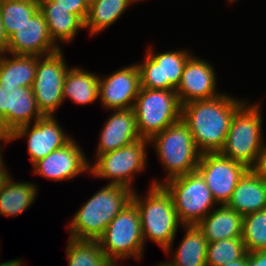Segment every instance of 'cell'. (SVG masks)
<instances>
[{
    "label": "cell",
    "instance_id": "obj_2",
    "mask_svg": "<svg viewBox=\"0 0 266 266\" xmlns=\"http://www.w3.org/2000/svg\"><path fill=\"white\" fill-rule=\"evenodd\" d=\"M133 190L107 184L85 202L67 226L70 237L98 240L109 223L132 200Z\"/></svg>",
    "mask_w": 266,
    "mask_h": 266
},
{
    "label": "cell",
    "instance_id": "obj_15",
    "mask_svg": "<svg viewBox=\"0 0 266 266\" xmlns=\"http://www.w3.org/2000/svg\"><path fill=\"white\" fill-rule=\"evenodd\" d=\"M90 162L74 138L66 145L49 153L33 165V172L44 178L63 181L75 178L83 172L90 173Z\"/></svg>",
    "mask_w": 266,
    "mask_h": 266
},
{
    "label": "cell",
    "instance_id": "obj_38",
    "mask_svg": "<svg viewBox=\"0 0 266 266\" xmlns=\"http://www.w3.org/2000/svg\"><path fill=\"white\" fill-rule=\"evenodd\" d=\"M222 266H248L247 253L241 259H238L230 263H226L225 265Z\"/></svg>",
    "mask_w": 266,
    "mask_h": 266
},
{
    "label": "cell",
    "instance_id": "obj_11",
    "mask_svg": "<svg viewBox=\"0 0 266 266\" xmlns=\"http://www.w3.org/2000/svg\"><path fill=\"white\" fill-rule=\"evenodd\" d=\"M149 48L146 59L136 64L141 88L175 90L180 83L186 62L192 56L191 52L182 49L156 53L153 48Z\"/></svg>",
    "mask_w": 266,
    "mask_h": 266
},
{
    "label": "cell",
    "instance_id": "obj_8",
    "mask_svg": "<svg viewBox=\"0 0 266 266\" xmlns=\"http://www.w3.org/2000/svg\"><path fill=\"white\" fill-rule=\"evenodd\" d=\"M133 109L139 135L148 140L181 120L182 105L175 90L140 88Z\"/></svg>",
    "mask_w": 266,
    "mask_h": 266
},
{
    "label": "cell",
    "instance_id": "obj_35",
    "mask_svg": "<svg viewBox=\"0 0 266 266\" xmlns=\"http://www.w3.org/2000/svg\"><path fill=\"white\" fill-rule=\"evenodd\" d=\"M9 92H12V90L0 89V119L9 110Z\"/></svg>",
    "mask_w": 266,
    "mask_h": 266
},
{
    "label": "cell",
    "instance_id": "obj_25",
    "mask_svg": "<svg viewBox=\"0 0 266 266\" xmlns=\"http://www.w3.org/2000/svg\"><path fill=\"white\" fill-rule=\"evenodd\" d=\"M63 100L69 98L77 105L91 104L99 99V76L82 70L80 67H71L67 71L62 90Z\"/></svg>",
    "mask_w": 266,
    "mask_h": 266
},
{
    "label": "cell",
    "instance_id": "obj_31",
    "mask_svg": "<svg viewBox=\"0 0 266 266\" xmlns=\"http://www.w3.org/2000/svg\"><path fill=\"white\" fill-rule=\"evenodd\" d=\"M242 239L247 253L266 250V209L243 217Z\"/></svg>",
    "mask_w": 266,
    "mask_h": 266
},
{
    "label": "cell",
    "instance_id": "obj_21",
    "mask_svg": "<svg viewBox=\"0 0 266 266\" xmlns=\"http://www.w3.org/2000/svg\"><path fill=\"white\" fill-rule=\"evenodd\" d=\"M227 206L243 216L266 209V183L249 169L239 180Z\"/></svg>",
    "mask_w": 266,
    "mask_h": 266
},
{
    "label": "cell",
    "instance_id": "obj_42",
    "mask_svg": "<svg viewBox=\"0 0 266 266\" xmlns=\"http://www.w3.org/2000/svg\"><path fill=\"white\" fill-rule=\"evenodd\" d=\"M228 2L230 1L231 3H235V1H238V0H227Z\"/></svg>",
    "mask_w": 266,
    "mask_h": 266
},
{
    "label": "cell",
    "instance_id": "obj_23",
    "mask_svg": "<svg viewBox=\"0 0 266 266\" xmlns=\"http://www.w3.org/2000/svg\"><path fill=\"white\" fill-rule=\"evenodd\" d=\"M39 10L48 25L50 38L58 45V41L69 42L74 40L78 31L84 29V22L75 14L62 7H54L51 0H38ZM57 42V43H56Z\"/></svg>",
    "mask_w": 266,
    "mask_h": 266
},
{
    "label": "cell",
    "instance_id": "obj_19",
    "mask_svg": "<svg viewBox=\"0 0 266 266\" xmlns=\"http://www.w3.org/2000/svg\"><path fill=\"white\" fill-rule=\"evenodd\" d=\"M44 115L37 107L32 87H19L9 92V110L0 119V131L11 134L15 129L30 124Z\"/></svg>",
    "mask_w": 266,
    "mask_h": 266
},
{
    "label": "cell",
    "instance_id": "obj_34",
    "mask_svg": "<svg viewBox=\"0 0 266 266\" xmlns=\"http://www.w3.org/2000/svg\"><path fill=\"white\" fill-rule=\"evenodd\" d=\"M248 266H266V250L247 253Z\"/></svg>",
    "mask_w": 266,
    "mask_h": 266
},
{
    "label": "cell",
    "instance_id": "obj_20",
    "mask_svg": "<svg viewBox=\"0 0 266 266\" xmlns=\"http://www.w3.org/2000/svg\"><path fill=\"white\" fill-rule=\"evenodd\" d=\"M215 207L197 224L208 243L242 237L244 216L227 205Z\"/></svg>",
    "mask_w": 266,
    "mask_h": 266
},
{
    "label": "cell",
    "instance_id": "obj_41",
    "mask_svg": "<svg viewBox=\"0 0 266 266\" xmlns=\"http://www.w3.org/2000/svg\"><path fill=\"white\" fill-rule=\"evenodd\" d=\"M156 266H171L168 262H160V264Z\"/></svg>",
    "mask_w": 266,
    "mask_h": 266
},
{
    "label": "cell",
    "instance_id": "obj_36",
    "mask_svg": "<svg viewBox=\"0 0 266 266\" xmlns=\"http://www.w3.org/2000/svg\"><path fill=\"white\" fill-rule=\"evenodd\" d=\"M9 37L7 36L0 14V54L7 53Z\"/></svg>",
    "mask_w": 266,
    "mask_h": 266
},
{
    "label": "cell",
    "instance_id": "obj_32",
    "mask_svg": "<svg viewBox=\"0 0 266 266\" xmlns=\"http://www.w3.org/2000/svg\"><path fill=\"white\" fill-rule=\"evenodd\" d=\"M54 2V7H62L70 13L77 15L85 22L88 14V6L83 0H51Z\"/></svg>",
    "mask_w": 266,
    "mask_h": 266
},
{
    "label": "cell",
    "instance_id": "obj_33",
    "mask_svg": "<svg viewBox=\"0 0 266 266\" xmlns=\"http://www.w3.org/2000/svg\"><path fill=\"white\" fill-rule=\"evenodd\" d=\"M251 169L266 183V143L263 145L257 161Z\"/></svg>",
    "mask_w": 266,
    "mask_h": 266
},
{
    "label": "cell",
    "instance_id": "obj_3",
    "mask_svg": "<svg viewBox=\"0 0 266 266\" xmlns=\"http://www.w3.org/2000/svg\"><path fill=\"white\" fill-rule=\"evenodd\" d=\"M143 198L133 192L132 201L137 205L141 222L144 244L147 239L154 241L171 255L173 242L180 221L174 207V201L163 185H151Z\"/></svg>",
    "mask_w": 266,
    "mask_h": 266
},
{
    "label": "cell",
    "instance_id": "obj_29",
    "mask_svg": "<svg viewBox=\"0 0 266 266\" xmlns=\"http://www.w3.org/2000/svg\"><path fill=\"white\" fill-rule=\"evenodd\" d=\"M38 10V0H0V14L7 36L10 37Z\"/></svg>",
    "mask_w": 266,
    "mask_h": 266
},
{
    "label": "cell",
    "instance_id": "obj_37",
    "mask_svg": "<svg viewBox=\"0 0 266 266\" xmlns=\"http://www.w3.org/2000/svg\"><path fill=\"white\" fill-rule=\"evenodd\" d=\"M3 142V143H2ZM6 142V143H5ZM9 142H11V137H10V134H7V133H3L0 131V145L2 144H9ZM2 148L0 146V173H9L8 172V169L6 170V166L3 162V158H2Z\"/></svg>",
    "mask_w": 266,
    "mask_h": 266
},
{
    "label": "cell",
    "instance_id": "obj_40",
    "mask_svg": "<svg viewBox=\"0 0 266 266\" xmlns=\"http://www.w3.org/2000/svg\"><path fill=\"white\" fill-rule=\"evenodd\" d=\"M85 3H86V5L89 7L90 5H92L94 2H95V0H83Z\"/></svg>",
    "mask_w": 266,
    "mask_h": 266
},
{
    "label": "cell",
    "instance_id": "obj_22",
    "mask_svg": "<svg viewBox=\"0 0 266 266\" xmlns=\"http://www.w3.org/2000/svg\"><path fill=\"white\" fill-rule=\"evenodd\" d=\"M0 54V89L14 90L19 87H32L38 56Z\"/></svg>",
    "mask_w": 266,
    "mask_h": 266
},
{
    "label": "cell",
    "instance_id": "obj_16",
    "mask_svg": "<svg viewBox=\"0 0 266 266\" xmlns=\"http://www.w3.org/2000/svg\"><path fill=\"white\" fill-rule=\"evenodd\" d=\"M60 49L50 38L46 20L38 10L9 37L7 54L46 56Z\"/></svg>",
    "mask_w": 266,
    "mask_h": 266
},
{
    "label": "cell",
    "instance_id": "obj_24",
    "mask_svg": "<svg viewBox=\"0 0 266 266\" xmlns=\"http://www.w3.org/2000/svg\"><path fill=\"white\" fill-rule=\"evenodd\" d=\"M37 192L34 182H14L8 174L0 187V215L16 217L28 210L34 203Z\"/></svg>",
    "mask_w": 266,
    "mask_h": 266
},
{
    "label": "cell",
    "instance_id": "obj_13",
    "mask_svg": "<svg viewBox=\"0 0 266 266\" xmlns=\"http://www.w3.org/2000/svg\"><path fill=\"white\" fill-rule=\"evenodd\" d=\"M32 124L23 125L11 134V141L21 137L28 138V154L32 166L49 153L66 145L72 137L63 132L55 115H46ZM32 126V127H31Z\"/></svg>",
    "mask_w": 266,
    "mask_h": 266
},
{
    "label": "cell",
    "instance_id": "obj_1",
    "mask_svg": "<svg viewBox=\"0 0 266 266\" xmlns=\"http://www.w3.org/2000/svg\"><path fill=\"white\" fill-rule=\"evenodd\" d=\"M245 102L222 93L182 105L181 119L189 127L201 154L222 150L233 115Z\"/></svg>",
    "mask_w": 266,
    "mask_h": 266
},
{
    "label": "cell",
    "instance_id": "obj_30",
    "mask_svg": "<svg viewBox=\"0 0 266 266\" xmlns=\"http://www.w3.org/2000/svg\"><path fill=\"white\" fill-rule=\"evenodd\" d=\"M247 253L242 237L208 243L207 266H222L241 259Z\"/></svg>",
    "mask_w": 266,
    "mask_h": 266
},
{
    "label": "cell",
    "instance_id": "obj_14",
    "mask_svg": "<svg viewBox=\"0 0 266 266\" xmlns=\"http://www.w3.org/2000/svg\"><path fill=\"white\" fill-rule=\"evenodd\" d=\"M139 69L135 64L107 77H99V101L108 110L131 109L140 91Z\"/></svg>",
    "mask_w": 266,
    "mask_h": 266
},
{
    "label": "cell",
    "instance_id": "obj_12",
    "mask_svg": "<svg viewBox=\"0 0 266 266\" xmlns=\"http://www.w3.org/2000/svg\"><path fill=\"white\" fill-rule=\"evenodd\" d=\"M197 170L204 177L216 203L227 205L239 180L249 168L216 152L201 154Z\"/></svg>",
    "mask_w": 266,
    "mask_h": 266
},
{
    "label": "cell",
    "instance_id": "obj_4",
    "mask_svg": "<svg viewBox=\"0 0 266 266\" xmlns=\"http://www.w3.org/2000/svg\"><path fill=\"white\" fill-rule=\"evenodd\" d=\"M262 134L260 102L249 104L246 101L233 115L220 153L251 169L264 145Z\"/></svg>",
    "mask_w": 266,
    "mask_h": 266
},
{
    "label": "cell",
    "instance_id": "obj_9",
    "mask_svg": "<svg viewBox=\"0 0 266 266\" xmlns=\"http://www.w3.org/2000/svg\"><path fill=\"white\" fill-rule=\"evenodd\" d=\"M147 144H150L148 139L139 138L115 151L98 155L96 162L90 164V174L108 179L107 184L136 191L132 184L135 174L146 168Z\"/></svg>",
    "mask_w": 266,
    "mask_h": 266
},
{
    "label": "cell",
    "instance_id": "obj_26",
    "mask_svg": "<svg viewBox=\"0 0 266 266\" xmlns=\"http://www.w3.org/2000/svg\"><path fill=\"white\" fill-rule=\"evenodd\" d=\"M184 235L173 258L167 261L171 266H207V246L204 233L197 225H183Z\"/></svg>",
    "mask_w": 266,
    "mask_h": 266
},
{
    "label": "cell",
    "instance_id": "obj_28",
    "mask_svg": "<svg viewBox=\"0 0 266 266\" xmlns=\"http://www.w3.org/2000/svg\"><path fill=\"white\" fill-rule=\"evenodd\" d=\"M67 266H115L104 254L98 240L69 238Z\"/></svg>",
    "mask_w": 266,
    "mask_h": 266
},
{
    "label": "cell",
    "instance_id": "obj_6",
    "mask_svg": "<svg viewBox=\"0 0 266 266\" xmlns=\"http://www.w3.org/2000/svg\"><path fill=\"white\" fill-rule=\"evenodd\" d=\"M163 185L174 201L178 220L183 225H197L217 203L198 170L168 181L151 182Z\"/></svg>",
    "mask_w": 266,
    "mask_h": 266
},
{
    "label": "cell",
    "instance_id": "obj_39",
    "mask_svg": "<svg viewBox=\"0 0 266 266\" xmlns=\"http://www.w3.org/2000/svg\"><path fill=\"white\" fill-rule=\"evenodd\" d=\"M8 174L9 173H0V187Z\"/></svg>",
    "mask_w": 266,
    "mask_h": 266
},
{
    "label": "cell",
    "instance_id": "obj_5",
    "mask_svg": "<svg viewBox=\"0 0 266 266\" xmlns=\"http://www.w3.org/2000/svg\"><path fill=\"white\" fill-rule=\"evenodd\" d=\"M149 143L155 147L159 162L168 171L166 181L197 170L201 153L182 119L154 135Z\"/></svg>",
    "mask_w": 266,
    "mask_h": 266
},
{
    "label": "cell",
    "instance_id": "obj_10",
    "mask_svg": "<svg viewBox=\"0 0 266 266\" xmlns=\"http://www.w3.org/2000/svg\"><path fill=\"white\" fill-rule=\"evenodd\" d=\"M62 48L50 55L38 56L35 79L32 92L37 107L46 115L56 114L55 111L62 105L63 82L69 67H67Z\"/></svg>",
    "mask_w": 266,
    "mask_h": 266
},
{
    "label": "cell",
    "instance_id": "obj_7",
    "mask_svg": "<svg viewBox=\"0 0 266 266\" xmlns=\"http://www.w3.org/2000/svg\"><path fill=\"white\" fill-rule=\"evenodd\" d=\"M98 241L115 266H119L116 262L127 257L142 259L145 245L138 207L132 200L109 223Z\"/></svg>",
    "mask_w": 266,
    "mask_h": 266
},
{
    "label": "cell",
    "instance_id": "obj_18",
    "mask_svg": "<svg viewBox=\"0 0 266 266\" xmlns=\"http://www.w3.org/2000/svg\"><path fill=\"white\" fill-rule=\"evenodd\" d=\"M141 138L137 129L134 109L115 110L103 125L96 157L115 151Z\"/></svg>",
    "mask_w": 266,
    "mask_h": 266
},
{
    "label": "cell",
    "instance_id": "obj_17",
    "mask_svg": "<svg viewBox=\"0 0 266 266\" xmlns=\"http://www.w3.org/2000/svg\"><path fill=\"white\" fill-rule=\"evenodd\" d=\"M216 74L205 59L191 56L186 62L180 83L175 89L181 105L212 99L222 94L216 91Z\"/></svg>",
    "mask_w": 266,
    "mask_h": 266
},
{
    "label": "cell",
    "instance_id": "obj_27",
    "mask_svg": "<svg viewBox=\"0 0 266 266\" xmlns=\"http://www.w3.org/2000/svg\"><path fill=\"white\" fill-rule=\"evenodd\" d=\"M136 3L135 0H95L89 6L88 14L84 22V28H88L90 35H96L110 27L124 11L129 4Z\"/></svg>",
    "mask_w": 266,
    "mask_h": 266
}]
</instances>
